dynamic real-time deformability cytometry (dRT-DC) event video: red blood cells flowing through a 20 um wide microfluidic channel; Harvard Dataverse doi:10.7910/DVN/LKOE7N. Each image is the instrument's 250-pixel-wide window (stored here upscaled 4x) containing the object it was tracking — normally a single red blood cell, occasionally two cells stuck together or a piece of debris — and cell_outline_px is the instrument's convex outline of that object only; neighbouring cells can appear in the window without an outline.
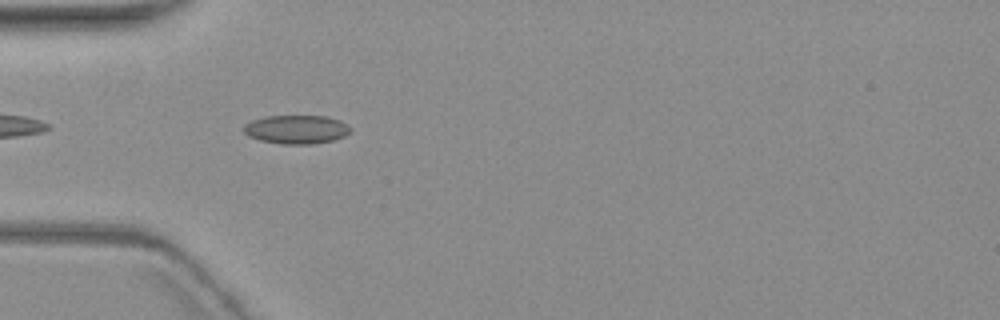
{"species": "common noctule bat (a hibernating species)", "species_latin": "Nyctalus noctula", "temperature_condition": "warm", "stored_images_in_passage": 6, "camera_frame_rate_fps": 3000, "um_per_image_px": 0.085, "animal": {"sex": "female", "body_mass_g": 19.3, "forearm_length_mm": 54.1}, "frame": {"image": 1, "passage_image": 5, "time_ms": 5.0, "image_size_px": [1000, 320], "cell_outline_px": [[352, 132], [344, 136], [332, 140], [312, 144], [280, 144], [260, 140], [248, 136], [244, 132], [244, 124], [252, 120], [264, 116], [324, 116], [340, 120], [348, 124], [352, 128]], "centroid_in_image_um": [25.21, 11.0], "position_along_channel_um": 59.8, "area_um2": 17.98}}
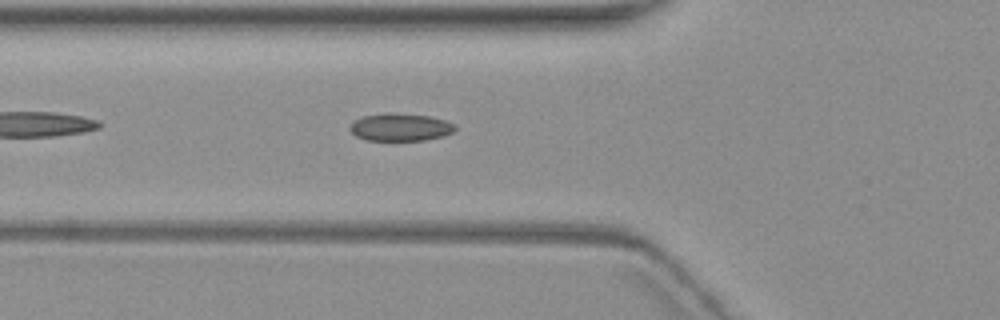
{"frame": {"image": 2, "passage_image": 6, "time_ms": 6.0, "image_size_px": [1000, 320], "cell_outline_px": [[456, 128], [452, 132], [444, 136], [424, 140], [364, 140], [356, 136], [348, 128], [356, 120], [364, 116], [384, 112], [396, 112], [428, 116], [444, 120], [456, 124]], "centroid_in_image_um": [34.03, 10.8], "position_along_channel_um": 91.8, "area_um2": 16.99}}